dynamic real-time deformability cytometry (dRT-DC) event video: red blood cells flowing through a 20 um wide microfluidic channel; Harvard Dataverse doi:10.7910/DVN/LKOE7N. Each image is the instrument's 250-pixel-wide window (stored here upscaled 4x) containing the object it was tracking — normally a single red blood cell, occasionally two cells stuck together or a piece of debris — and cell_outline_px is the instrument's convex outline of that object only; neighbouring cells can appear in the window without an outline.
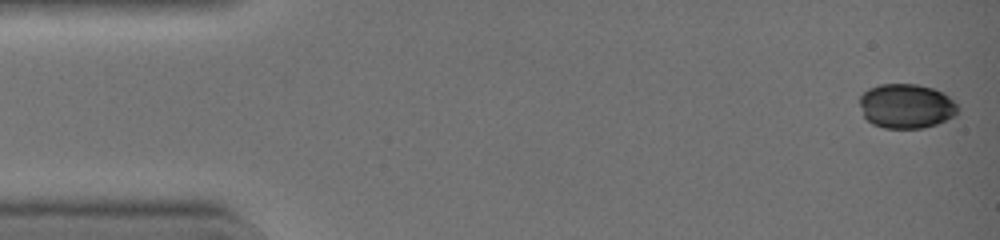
{"species": "common noctule bat (a hibernating species)", "species_latin": "Nyctalus noctula", "temperature_condition": "warm", "stored_images_in_passage": 44, "segment_of_instrument_passage": [1, 2], "camera_frame_rate_fps": 3000, "um_per_image_px": 0.085, "animal": {"sex": "female", "body_mass_g": 19.0, "forearm_length_mm": 51.5}, "frame": {"image": 1, "passage_image": 1, "time_ms": 0.0, "image_size_px": [1000, 240], "cell_outline_px": [[956, 112], [952, 116], [936, 124], [920, 128], [884, 128], [872, 124], [864, 116], [860, 104], [860, 96], [868, 88], [880, 84], [916, 84], [932, 88], [948, 96], [956, 104]], "centroid_in_image_um": [76.98, 9.01], "position_along_channel_um": 8.0, "area_um2": 25.09}}
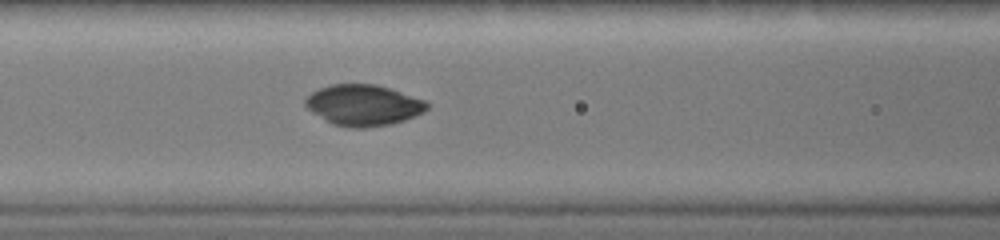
{"frame": {"image": 2, "passage_image": 18, "time_ms": 5.667, "image_size_px": [1000, 240], "cell_outline_px": [[428, 108], [424, 112], [404, 120], [392, 124], [368, 128], [348, 128], [332, 124], [308, 108], [304, 104], [304, 100], [312, 92], [320, 88], [332, 84], [376, 84], [392, 88], [424, 100], [428, 104]], "centroid_in_image_um": [30.91, 8.94], "position_along_channel_um": 135.7, "area_um2": 29.07}}
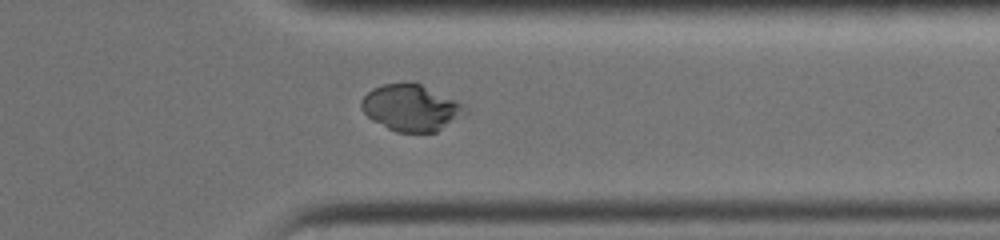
{"frame": {"image": 3, "passage_image": 34, "time_ms": 11.0, "image_size_px": [1000, 240], "cell_outline_px": [[468, 112], [436, 132], [396, 132], [388, 128], [368, 116], [360, 108], [360, 100], [372, 88], [384, 84], [420, 84], [464, 104]], "centroid_in_image_um": [34.93, 9.17], "position_along_channel_um": 376.5, "area_um2": 27.51}}